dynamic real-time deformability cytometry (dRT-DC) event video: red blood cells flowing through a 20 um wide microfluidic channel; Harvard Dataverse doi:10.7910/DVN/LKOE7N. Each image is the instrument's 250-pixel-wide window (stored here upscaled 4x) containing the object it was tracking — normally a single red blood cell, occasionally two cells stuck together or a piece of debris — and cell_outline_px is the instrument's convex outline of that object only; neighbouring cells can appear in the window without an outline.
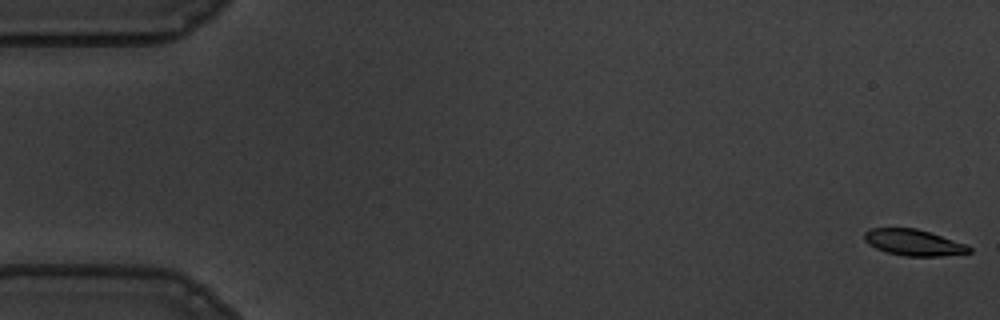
{"species": "common noctule bat (a hibernating species)", "species_latin": "Nyctalus noctula", "temperature_condition": "warm", "stored_images_in_passage": 57, "camera_frame_rate_fps": 3000, "um_per_image_px": 0.085, "animal": {"sex": "male", "body_mass_g": 19.5, "forearm_length_mm": 54.6}, "frame": {"image": 1, "passage_image": 1, "time_ms": 0.0, "image_size_px": [1000, 320], "cell_outline_px": [[972, 252], [940, 256], [904, 256], [888, 252], [876, 248], [868, 244], [864, 240], [864, 232], [872, 228], [916, 228], [968, 244], [972, 248]], "centroid_in_image_um": [77.68, 20.61], "position_along_channel_um": 7.3, "area_um2": 16.01}}
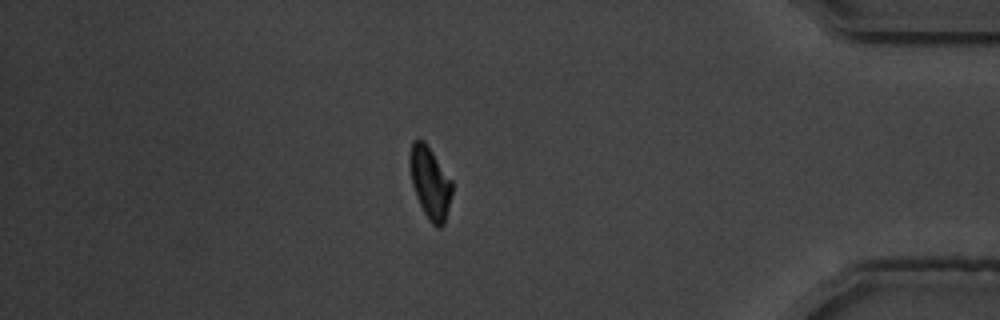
{"frame": {"image": 2, "passage_image": 49, "time_ms": 16.0, "image_size_px": [1000, 320], "cell_outline_px": [[452, 192], [444, 224], [440, 228], [436, 228], [428, 220], [416, 196], [412, 184], [408, 164], [408, 156], [412, 140], [424, 140], [428, 144], [452, 180]], "centroid_in_image_um": [36.53, 15.49], "position_along_channel_um": 398.7, "area_um2": 18.03}}
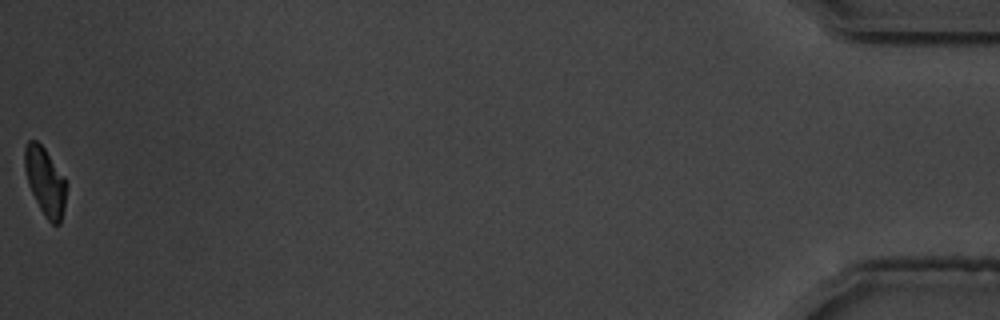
{"frame": {"image": 3, "passage_image": 57, "time_ms": 18.667, "image_size_px": [1000, 320], "cell_outline_px": [[68, 184], [64, 208], [60, 224], [52, 224], [44, 216], [28, 184], [24, 168], [24, 148], [28, 140], [36, 140], [44, 148], [64, 176]], "centroid_in_image_um": [3.85, 15.42], "position_along_channel_um": 431.4, "area_um2": 16.59}, "authors_computed_cell_mechanics": {"area_um2": 17.918, "velocity_mm_per_s": 3.5708, "shape_relaxation_time_tau1_ms": 2.8075, "shape_relaxation_time_tau2_ms": 1.6452, "deformation_change_tau1": 0.1364, "deformation_change_tau2": 0.0593}}